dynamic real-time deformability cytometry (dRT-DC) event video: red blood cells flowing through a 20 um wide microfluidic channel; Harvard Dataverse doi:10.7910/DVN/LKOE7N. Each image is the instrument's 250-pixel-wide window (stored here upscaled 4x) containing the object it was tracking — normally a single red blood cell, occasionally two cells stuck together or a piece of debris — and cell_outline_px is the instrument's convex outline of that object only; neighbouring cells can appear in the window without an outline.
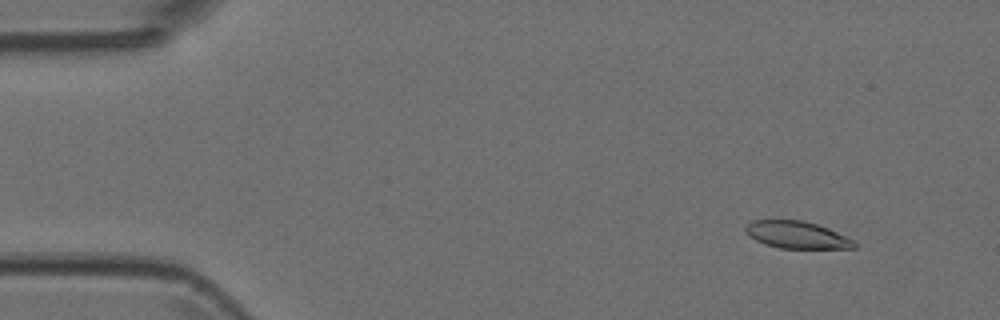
{"species": "Egyptian fruit bat (a non-hibernating species)", "species_latin": "Rousettus aegyptiacus", "temperature_condition": "room temperature", "stored_images_in_passage": 4, "camera_frame_rate_fps": 3000, "um_per_image_px": 0.085, "animal": {"sex": "female"}, "frame": {"image": 1, "passage_image": 1, "time_ms": 0.0, "image_size_px": [1000, 320], "cell_outline_px": [[856, 248], [780, 248], [764, 244], [748, 236], [744, 232], [744, 228], [752, 220], [804, 220], [828, 228], [852, 240], [856, 244]], "centroid_in_image_um": [67.67, 19.96], "position_along_channel_um": 17.3, "area_um2": 17.11}}
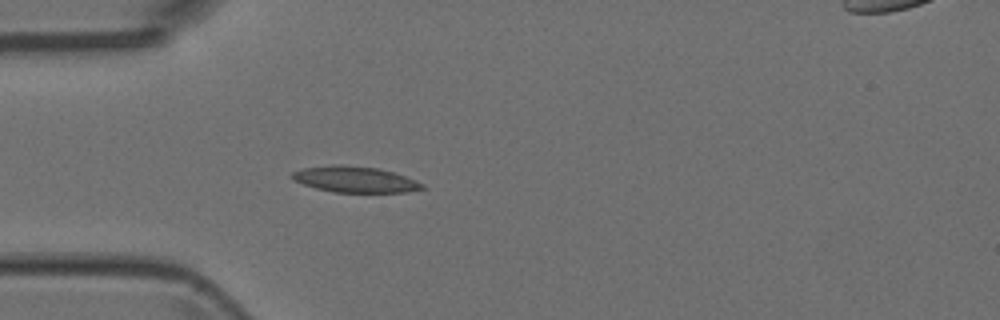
{"frame": {"image": 2, "passage_image": 4, "time_ms": 1.0, "image_size_px": [1000, 320], "cell_outline_px": [[428, 188], [404, 192], [332, 192], [316, 188], [292, 180], [288, 176], [292, 172], [300, 168], [332, 164], [344, 164], [380, 168], [404, 176], [424, 184]], "centroid_in_image_um": [30.11, 15.23], "position_along_channel_um": 54.9, "area_um2": 20.0}}